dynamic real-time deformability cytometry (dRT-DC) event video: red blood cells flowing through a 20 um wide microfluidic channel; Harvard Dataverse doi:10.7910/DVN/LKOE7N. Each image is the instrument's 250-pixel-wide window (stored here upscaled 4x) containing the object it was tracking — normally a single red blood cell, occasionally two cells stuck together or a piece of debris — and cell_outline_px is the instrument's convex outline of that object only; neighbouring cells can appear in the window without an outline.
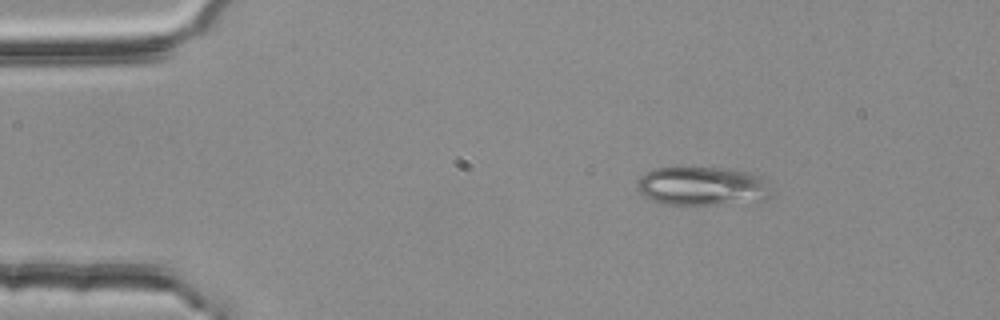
{"species": "common noctule bat (a hibernating species)", "species_latin": "Nyctalus noctula", "temperature_condition": "room temperature", "stored_images_in_passage": 3, "camera_frame_rate_fps": 3000, "um_per_image_px": 0.085, "animal": {"sex": "female", "body_mass_g": 25.1}, "frame": {"image": 1, "passage_image": 1, "time_ms": 0.0, "image_size_px": [1000, 320], "cell_outline_px": [[768, 196], [764, 200], [716, 204], [660, 204], [644, 196], [636, 188], [636, 184], [640, 176], [652, 168], [684, 164], [692, 164], [732, 168], [748, 172], [760, 176], [764, 180]], "centroid_in_image_um": [59.56, 15.74], "position_along_channel_um": 25.4, "area_um2": 31.27}}